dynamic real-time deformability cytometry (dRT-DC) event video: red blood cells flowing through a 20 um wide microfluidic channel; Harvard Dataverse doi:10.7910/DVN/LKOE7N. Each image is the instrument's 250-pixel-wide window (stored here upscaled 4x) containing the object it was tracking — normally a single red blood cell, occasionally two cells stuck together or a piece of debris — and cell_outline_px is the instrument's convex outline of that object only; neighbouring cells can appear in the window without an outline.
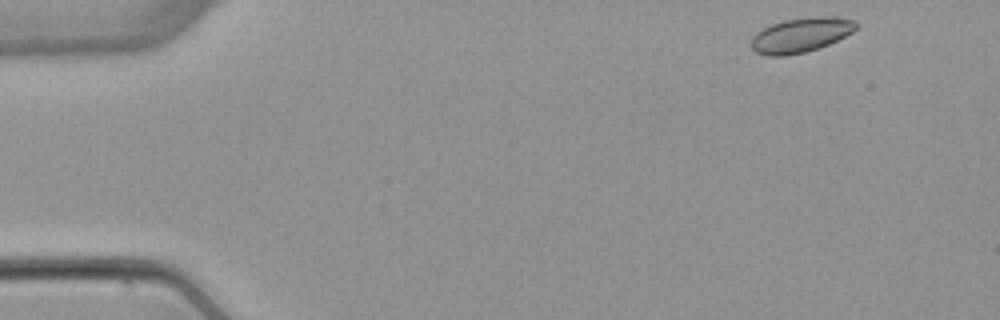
{"species": "common noctule bat (a hibernating species)", "species_latin": "Nyctalus noctula", "temperature_condition": "warm", "stored_images_in_passage": 3, "camera_frame_rate_fps": 3000, "um_per_image_px": 0.085, "animal": {"sex": "female", "body_mass_g": 22.7, "forearm_length_mm": 54.2}, "frame": {"image": 1, "passage_image": 1, "time_ms": 0.0, "image_size_px": [1000, 320], "cell_outline_px": [[860, 24], [852, 32], [820, 48], [804, 52], [784, 56], [768, 56], [756, 52], [752, 48], [752, 36], [756, 32], [772, 24], [784, 20], [816, 16], [836, 16], [856, 20]], "centroid_in_image_um": [68.1, 2.96], "position_along_channel_um": 16.9, "area_um2": 21.21}}